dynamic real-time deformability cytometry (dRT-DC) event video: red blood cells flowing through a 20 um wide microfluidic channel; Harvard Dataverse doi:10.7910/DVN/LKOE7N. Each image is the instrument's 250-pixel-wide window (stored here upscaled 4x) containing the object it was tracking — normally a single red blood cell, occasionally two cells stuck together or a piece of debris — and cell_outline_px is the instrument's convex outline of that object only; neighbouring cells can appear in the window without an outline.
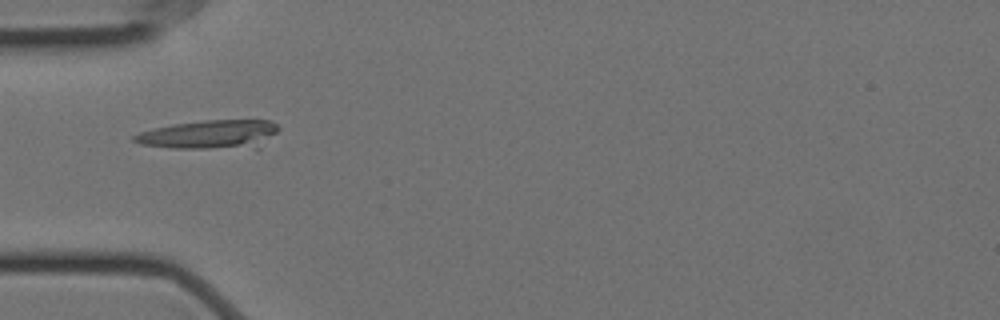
{"species": "Egyptian fruit bat (a non-hibernating species)", "species_latin": "Rousettus aegyptiacus", "temperature_condition": "cold", "stored_images_in_passage": 6, "camera_frame_rate_fps": 3000, "um_per_image_px": 0.085, "animal": {"sex": "female"}, "frame": {"image": 1, "passage_image": 6, "time_ms": 1.667, "image_size_px": [1000, 320], "cell_outline_px": [[280, 128], [260, 148], [172, 148], [140, 144], [132, 140], [132, 136], [140, 132], [152, 128], [172, 124], [204, 120], [272, 120]], "centroid_in_image_um": [17.84, 11.43], "position_along_channel_um": 67.2, "area_um2": 24.45}}